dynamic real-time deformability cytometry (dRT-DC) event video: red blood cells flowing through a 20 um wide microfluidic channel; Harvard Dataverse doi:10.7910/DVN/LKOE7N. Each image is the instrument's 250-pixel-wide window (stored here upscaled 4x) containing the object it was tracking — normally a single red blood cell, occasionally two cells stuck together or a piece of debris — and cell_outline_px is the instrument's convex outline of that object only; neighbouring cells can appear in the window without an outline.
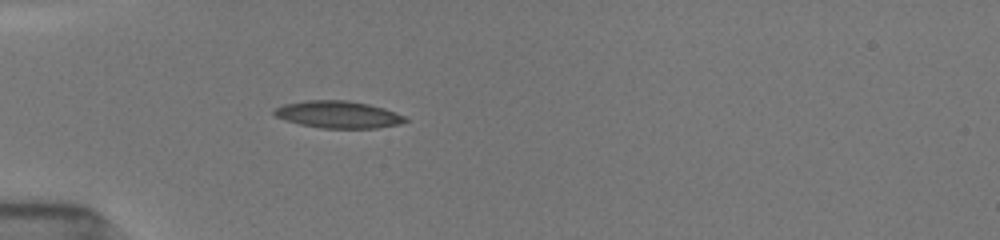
{"species": "common noctule bat (a hibernating species)", "species_latin": "Nyctalus noctula", "temperature_condition": "room temperature", "stored_images_in_passage": 9, "camera_frame_rate_fps": 3000, "um_per_image_px": 0.085, "animal": {"sex": "female", "body_mass_g": 19.5, "forearm_length_mm": 54.1}, "frame": {"image": 1, "passage_image": 7, "time_ms": 4.667, "image_size_px": [1000, 240], "cell_outline_px": [[408, 120], [400, 124], [376, 128], [320, 128], [300, 124], [284, 120], [276, 116], [272, 112], [276, 108], [284, 104], [304, 100], [348, 100], [368, 104], [384, 108], [404, 116]], "centroid_in_image_um": [28.72, 9.73], "position_along_channel_um": 56.3, "area_um2": 20.69}}
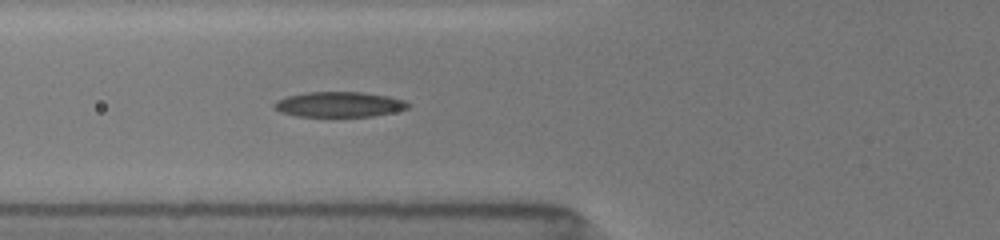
{"frame": {"image": 2, "passage_image": 9, "time_ms": 6.0, "image_size_px": [1000, 240], "cell_outline_px": [[408, 108], [392, 112], [372, 116], [332, 120], [296, 116], [280, 112], [272, 108], [272, 104], [276, 100], [288, 96], [304, 92], [360, 92], [388, 96], [404, 100], [408, 104]], "centroid_in_image_um": [28.73, 8.93], "position_along_channel_um": 97.1, "area_um2": 20.69}}